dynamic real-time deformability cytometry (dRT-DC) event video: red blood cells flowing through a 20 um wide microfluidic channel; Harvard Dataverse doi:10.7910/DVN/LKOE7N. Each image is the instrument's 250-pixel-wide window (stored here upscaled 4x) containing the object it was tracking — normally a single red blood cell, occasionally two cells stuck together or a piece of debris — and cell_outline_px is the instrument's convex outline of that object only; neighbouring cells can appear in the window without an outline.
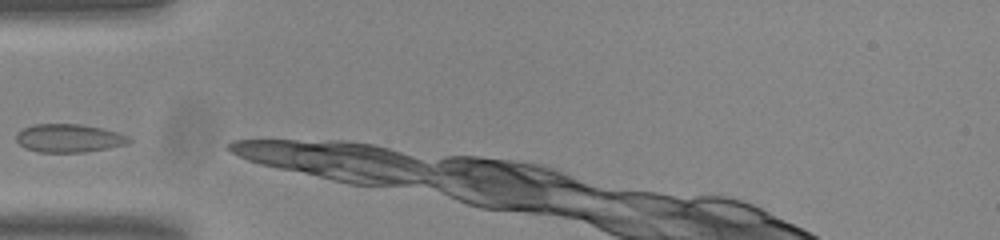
{"species": "common noctule bat (a hibernating species)", "species_latin": "Nyctalus noctula", "temperature_condition": "room temperature", "stored_images_in_passage": 3, "camera_frame_rate_fps": 3000, "um_per_image_px": 0.085, "animal": {"sex": "male", "body_mass_g": 20.0, "forearm_length_mm": 53.3}, "frame": {"image": 1, "passage_image": 1, "time_ms": 0.0, "image_size_px": [1000, 240], "cell_outline_px": [[132, 140], [128, 144], [108, 148], [84, 152], [36, 152], [24, 148], [16, 140], [16, 132], [24, 128], [36, 124], [80, 124], [100, 128], [116, 132], [128, 136]], "centroid_in_image_um": [5.84, 11.75], "position_along_channel_um": 79.2, "area_um2": 18.55}}